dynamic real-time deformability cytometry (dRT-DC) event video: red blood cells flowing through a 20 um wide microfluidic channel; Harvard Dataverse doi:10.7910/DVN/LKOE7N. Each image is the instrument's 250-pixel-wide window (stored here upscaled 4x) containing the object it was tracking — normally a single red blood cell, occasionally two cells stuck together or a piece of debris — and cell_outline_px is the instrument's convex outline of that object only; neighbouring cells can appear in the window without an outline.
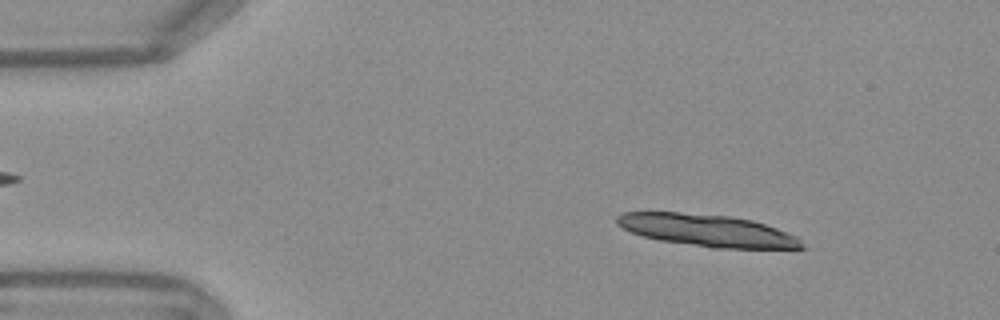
{"species": "Egyptian fruit bat (a non-hibernating species)", "species_latin": "Rousettus aegyptiacus", "temperature_condition": "warm", "stored_images_in_passage": 14, "camera_frame_rate_fps": 3000, "um_per_image_px": 0.085, "frame": {"image": 1, "passage_image": 6, "time_ms": 1.667, "image_size_px": [1000, 320], "cell_outline_px": [[808, 248], [712, 248], [660, 240], [640, 236], [616, 224], [616, 216], [624, 212], [680, 212], [732, 216], [752, 220], [776, 228], [796, 236]], "centroid_in_image_um": [60.1, 19.58], "position_along_channel_um": 24.9, "area_um2": 34.56}}